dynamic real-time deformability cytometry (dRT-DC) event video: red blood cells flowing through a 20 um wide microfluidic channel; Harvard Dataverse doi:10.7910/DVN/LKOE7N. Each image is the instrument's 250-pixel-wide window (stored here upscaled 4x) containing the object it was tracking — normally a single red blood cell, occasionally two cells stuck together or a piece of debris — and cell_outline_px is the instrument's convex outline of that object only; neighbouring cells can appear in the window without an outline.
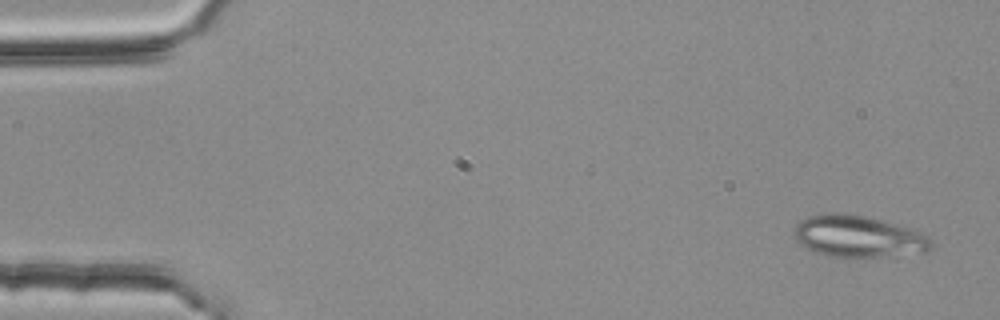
{"species": "common noctule bat (a hibernating species)", "species_latin": "Nyctalus noctula", "temperature_condition": "room temperature", "stored_images_in_passage": 4, "camera_frame_rate_fps": 3000, "um_per_image_px": 0.085, "animal": {"sex": "female", "body_mass_g": 25.1}, "frame": {"image": 1, "passage_image": 1, "time_ms": 0.0, "image_size_px": [1000, 320], "cell_outline_px": [[932, 244], [928, 252], [880, 256], [832, 256], [816, 252], [800, 244], [796, 240], [792, 232], [792, 228], [800, 220], [808, 216], [832, 212], [840, 212], [864, 216], [880, 220], [908, 228], [920, 232], [928, 236], [932, 240]], "centroid_in_image_um": [72.91, 20.07], "position_along_channel_um": 12.1, "area_um2": 33.0}}